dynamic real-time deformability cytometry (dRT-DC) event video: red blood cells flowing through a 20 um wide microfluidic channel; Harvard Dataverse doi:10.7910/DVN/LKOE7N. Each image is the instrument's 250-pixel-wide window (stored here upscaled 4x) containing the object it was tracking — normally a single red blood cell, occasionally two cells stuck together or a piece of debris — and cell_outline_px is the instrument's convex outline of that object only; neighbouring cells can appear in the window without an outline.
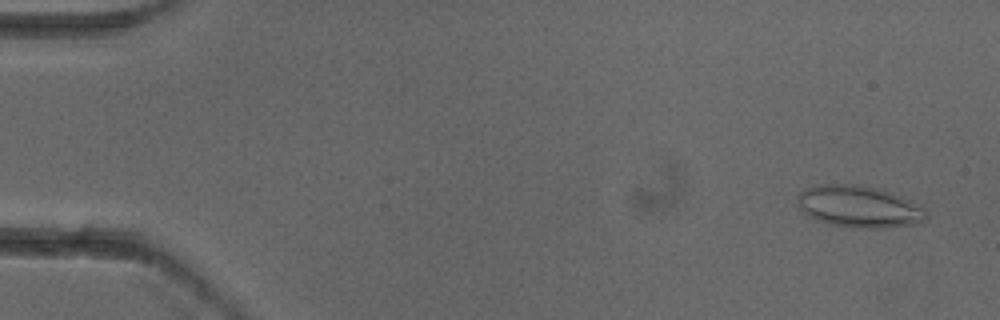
{"species": "common noctule bat (a hibernating species)", "species_latin": "Nyctalus noctula", "temperature_condition": "cold", "stored_images_in_passage": 4, "camera_frame_rate_fps": 3000, "um_per_image_px": 0.085, "animal": {"sex": "female"}, "frame": {"image": 1, "passage_image": 1, "time_ms": 0.0, "image_size_px": [1000, 320], "cell_outline_px": [[928, 216], [924, 220], [912, 224], [884, 228], [852, 228], [832, 224], [816, 220], [808, 216], [800, 208], [796, 200], [796, 196], [804, 188], [820, 184], [856, 184], [872, 188], [900, 196], [924, 208]], "centroid_in_image_um": [72.95, 17.57], "position_along_channel_um": 12.1, "area_um2": 31.1}}